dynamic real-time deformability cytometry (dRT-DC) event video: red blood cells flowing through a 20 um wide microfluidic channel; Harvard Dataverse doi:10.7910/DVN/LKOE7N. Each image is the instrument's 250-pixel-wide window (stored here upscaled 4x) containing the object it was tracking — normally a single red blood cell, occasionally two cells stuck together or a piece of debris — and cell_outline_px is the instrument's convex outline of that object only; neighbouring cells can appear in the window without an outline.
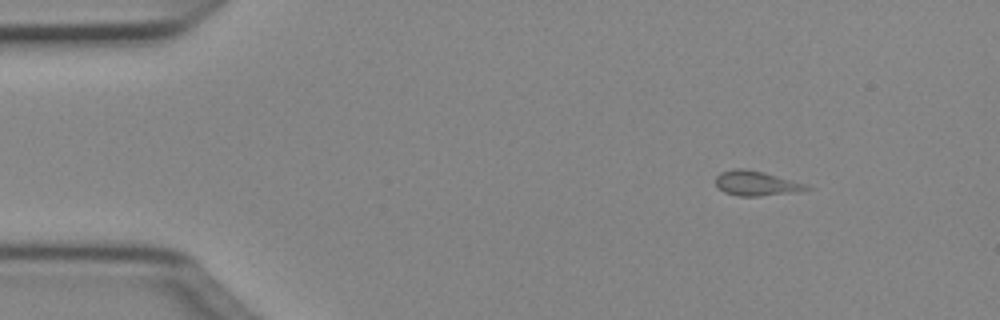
{"species": "Egyptian fruit bat (a non-hibernating species)", "species_latin": "Rousettus aegyptiacus", "temperature_condition": "cold", "stored_images_in_passage": 44, "camera_frame_rate_fps": 3000, "um_per_image_px": 0.085, "animal": {"sex": "female"}, "frame": {"image": 1, "passage_image": 1, "time_ms": 0.0, "image_size_px": [1000, 320], "cell_outline_px": [[812, 188], [788, 192], [756, 196], [740, 196], [724, 192], [716, 184], [716, 176], [720, 172], [732, 168], [744, 168], [764, 172], [804, 184]], "centroid_in_image_um": [64.17, 15.55], "position_along_channel_um": 20.8, "area_um2": 12.66}}
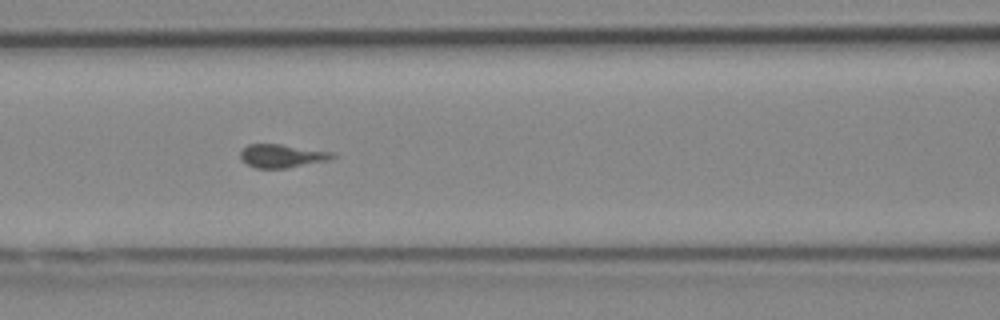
{"frame": {"image": 2, "passage_image": 16, "time_ms": 5.0, "image_size_px": [1000, 320], "cell_outline_px": [[340, 156], [328, 160], [288, 168], [256, 168], [240, 160], [240, 152], [248, 144], [280, 144], [336, 152]], "centroid_in_image_um": [24.02, 13.25], "position_along_channel_um": 142.6, "area_um2": 12.72}}
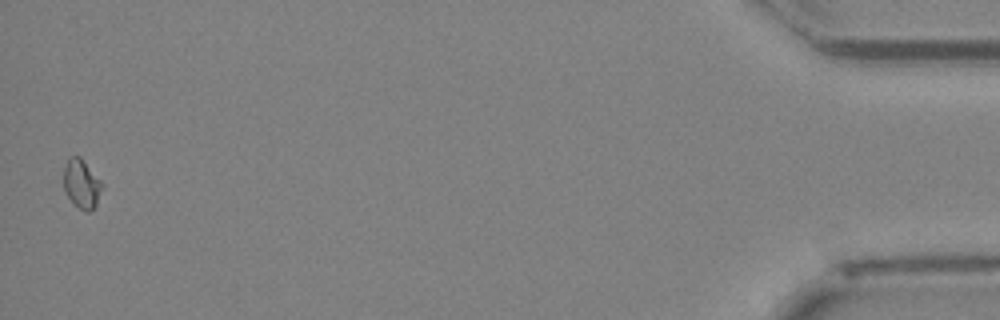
{"frame": {"image": 3, "passage_image": 44, "time_ms": 14.333, "image_size_px": [1000, 320], "cell_outline_px": [[104, 188], [96, 204], [88, 212], [80, 208], [68, 196], [64, 188], [64, 168], [68, 156], [80, 156], [100, 180]], "centroid_in_image_um": [6.94, 15.59], "position_along_channel_um": 428.3, "area_um2": 10.75}}